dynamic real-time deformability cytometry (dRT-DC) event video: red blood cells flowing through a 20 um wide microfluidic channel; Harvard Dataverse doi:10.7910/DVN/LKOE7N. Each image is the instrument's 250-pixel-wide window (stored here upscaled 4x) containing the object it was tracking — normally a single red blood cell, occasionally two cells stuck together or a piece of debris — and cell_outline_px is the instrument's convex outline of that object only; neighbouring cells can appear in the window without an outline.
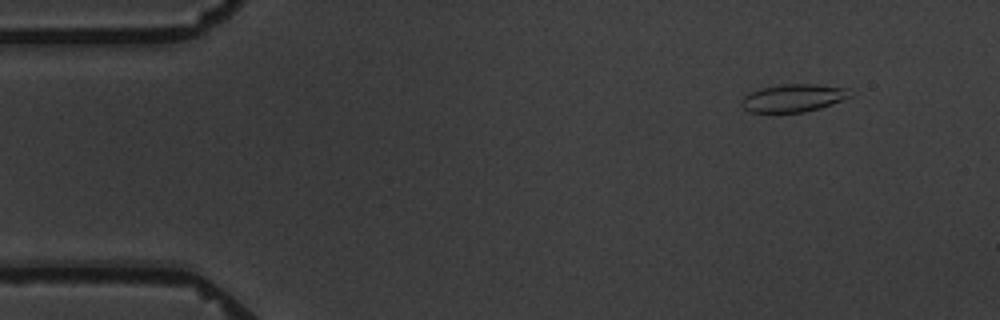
{"species": "common noctule bat (a hibernating species)", "species_latin": "Nyctalus noctula", "temperature_condition": "warm", "stored_images_in_passage": 5, "camera_frame_rate_fps": 3000, "um_per_image_px": 0.085, "animal": {"sex": "male", "body_mass_g": 19.5, "forearm_length_mm": 54.6}, "frame": {"image": 1, "passage_image": 2, "time_ms": 1.333, "image_size_px": [1000, 320], "cell_outline_px": [[852, 96], [820, 108], [804, 112], [748, 112], [740, 104], [740, 100], [744, 96], [760, 88], [780, 84], [816, 84], [844, 88]], "centroid_in_image_um": [67.37, 8.33], "position_along_channel_um": 17.6, "area_um2": 17.4}}